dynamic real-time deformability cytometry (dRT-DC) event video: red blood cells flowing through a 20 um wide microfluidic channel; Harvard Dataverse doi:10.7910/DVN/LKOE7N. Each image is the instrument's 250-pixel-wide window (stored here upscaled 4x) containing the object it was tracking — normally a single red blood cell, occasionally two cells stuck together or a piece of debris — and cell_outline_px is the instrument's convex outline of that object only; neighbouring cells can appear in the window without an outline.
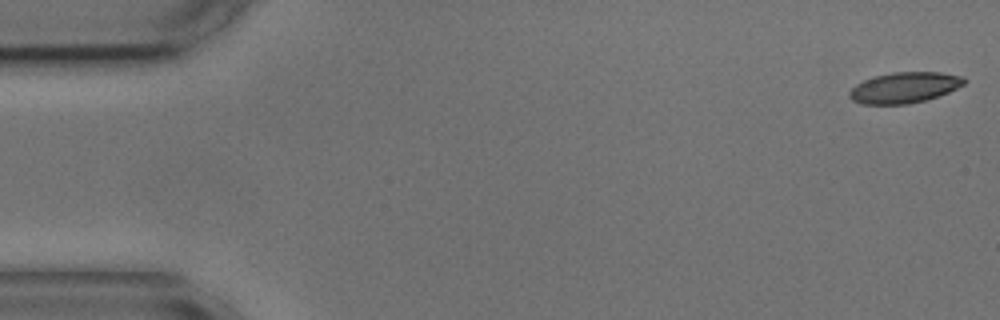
{"species": "common noctule bat (a hibernating species)", "species_latin": "Nyctalus noctula", "temperature_condition": "cold", "stored_images_in_passage": 53, "camera_frame_rate_fps": 3000, "um_per_image_px": 0.085, "animal": {"sex": "male", "body_mass_g": 17.9, "forearm_length_mm": 54.2}, "frame": {"image": 1, "passage_image": 1, "time_ms": 0.0, "image_size_px": [1000, 320], "cell_outline_px": [[968, 80], [964, 84], [948, 92], [924, 100], [908, 104], [864, 104], [852, 100], [848, 96], [848, 92], [856, 84], [864, 80], [876, 76], [892, 72], [940, 72], [964, 76]], "centroid_in_image_um": [76.88, 7.43], "position_along_channel_um": 8.1, "area_um2": 20.52}}
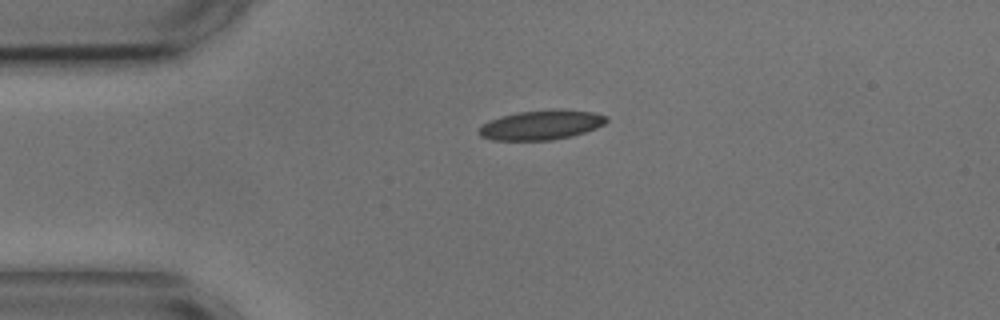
{"frame": {"image": 2, "passage_image": 12, "time_ms": 3.667, "image_size_px": [1000, 320], "cell_outline_px": [[608, 120], [604, 124], [596, 128], [572, 136], [552, 140], [492, 140], [480, 136], [480, 128], [488, 120], [520, 112], [556, 108], [564, 108], [592, 112], [608, 116]], "centroid_in_image_um": [46.06, 10.61], "position_along_channel_um": 38.9, "area_um2": 22.02}}
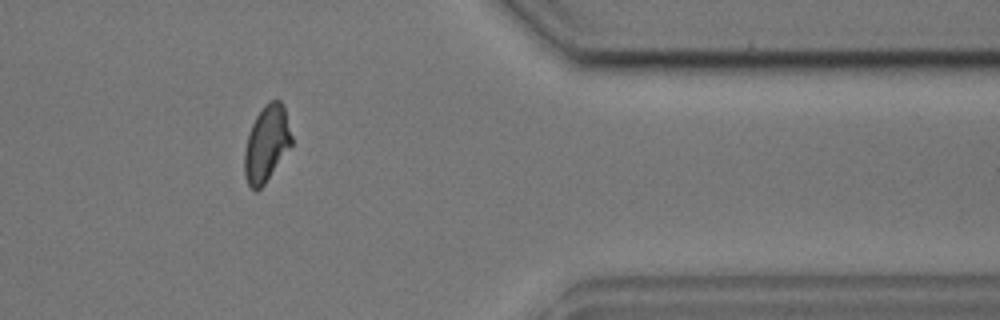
{"frame": {"image": 3, "passage_image": 45, "time_ms": 14.667, "image_size_px": [1000, 320], "cell_outline_px": [[292, 144], [264, 184], [256, 192], [248, 184], [244, 176], [244, 148], [252, 124], [256, 116], [264, 104], [268, 100], [280, 100], [284, 104], [292, 136]], "centroid_in_image_um": [22.65, 12.18], "position_along_channel_um": 388.7, "area_um2": 20.92}}